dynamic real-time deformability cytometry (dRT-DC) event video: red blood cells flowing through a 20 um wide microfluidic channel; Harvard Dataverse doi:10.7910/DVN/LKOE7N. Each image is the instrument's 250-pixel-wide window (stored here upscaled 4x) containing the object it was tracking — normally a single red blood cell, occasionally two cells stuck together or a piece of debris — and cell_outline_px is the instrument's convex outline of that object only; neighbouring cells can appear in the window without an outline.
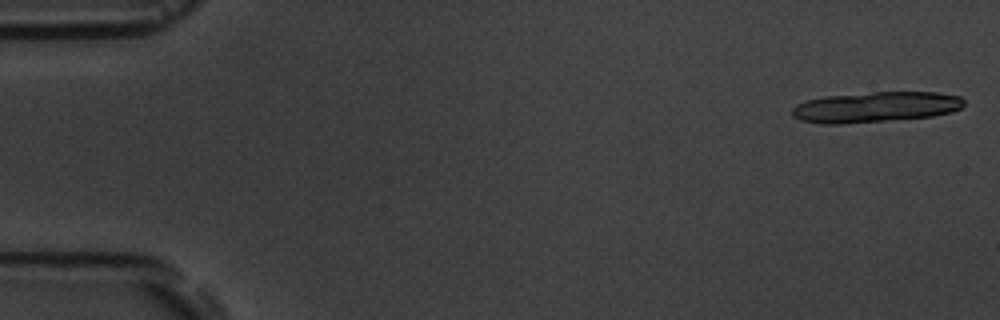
{"species": "common noctule bat (a hibernating species)", "species_latin": "Nyctalus noctula", "temperature_condition": "room temperature", "stored_images_in_passage": 6, "camera_frame_rate_fps": 3000, "um_per_image_px": 0.085, "animal": {"sex": "male", "body_mass_g": 19.5, "forearm_length_mm": 54.6}, "frame": {"image": 1, "passage_image": 1, "time_ms": 0.0, "image_size_px": [1000, 320], "cell_outline_px": [[964, 104], [960, 108], [952, 112], [932, 116], [844, 124], [820, 124], [800, 120], [792, 116], [792, 108], [796, 104], [804, 100], [824, 96], [872, 92], [936, 92], [960, 96], [964, 100]], "centroid_in_image_um": [74.38, 9.1], "position_along_channel_um": 10.6, "area_um2": 30.75}}
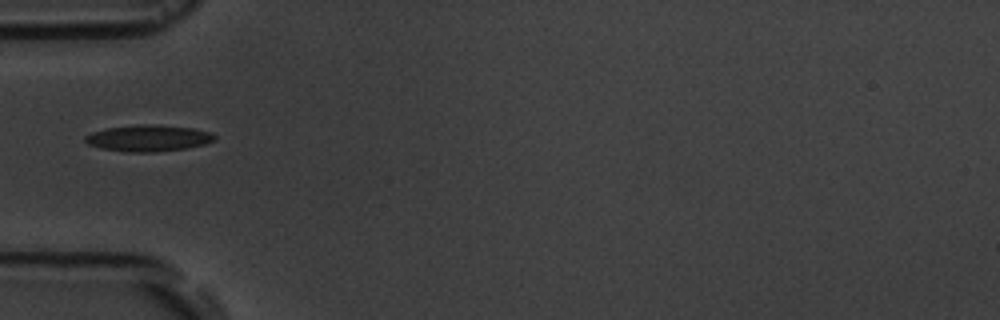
{"frame": {"image": 2, "passage_image": 5, "time_ms": 5.667, "image_size_px": [1000, 320], "cell_outline_px": [[216, 140], [204, 144], [188, 148], [156, 152], [128, 152], [100, 148], [88, 144], [84, 140], [84, 136], [92, 132], [104, 128], [140, 124], [152, 124], [192, 128], [212, 132], [216, 136]], "centroid_in_image_um": [12.61, 11.74], "position_along_channel_um": 72.4, "area_um2": 20.11}}
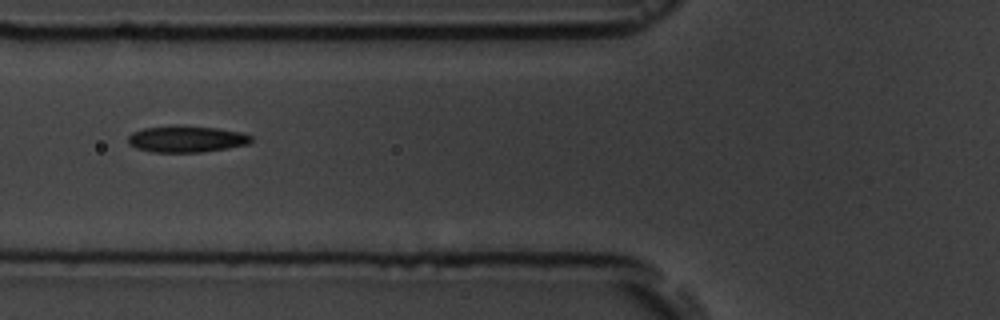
{"frame": {"image": 3, "passage_image": 6, "time_ms": 6.667, "image_size_px": [1000, 320], "cell_outline_px": [[252, 140], [248, 144], [228, 148], [200, 152], [152, 152], [136, 148], [128, 144], [128, 136], [132, 132], [144, 128], [172, 124], [176, 124], [216, 128], [244, 132], [252, 136]], "centroid_in_image_um": [15.83, 11.8], "position_along_channel_um": 110.0, "area_um2": 19.36}}